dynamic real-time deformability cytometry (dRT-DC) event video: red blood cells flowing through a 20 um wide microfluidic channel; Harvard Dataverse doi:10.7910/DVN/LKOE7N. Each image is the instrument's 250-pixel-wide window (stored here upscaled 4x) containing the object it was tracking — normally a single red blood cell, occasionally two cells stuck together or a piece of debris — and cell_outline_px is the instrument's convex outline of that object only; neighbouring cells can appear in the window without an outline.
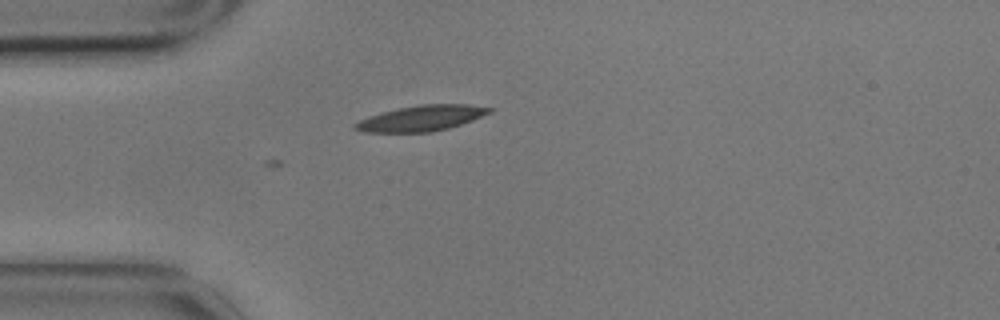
{"species": "common noctule bat (a hibernating species)", "species_latin": "Nyctalus noctula", "temperature_condition": "cold", "stored_images_in_passage": 2, "camera_frame_rate_fps": 3000, "um_per_image_px": 0.085, "animal": {"sex": "male", "body_mass_g": 17.9}, "frame": {"image": 1, "passage_image": 2, "time_ms": 0.333, "image_size_px": [1000, 320], "cell_outline_px": [[496, 108], [492, 112], [472, 120], [448, 128], [432, 132], [364, 132], [352, 128], [352, 124], [368, 116], [400, 108], [420, 104], [468, 104]], "centroid_in_image_um": [35.84, 10.05], "position_along_channel_um": 49.2, "area_um2": 20.0}}